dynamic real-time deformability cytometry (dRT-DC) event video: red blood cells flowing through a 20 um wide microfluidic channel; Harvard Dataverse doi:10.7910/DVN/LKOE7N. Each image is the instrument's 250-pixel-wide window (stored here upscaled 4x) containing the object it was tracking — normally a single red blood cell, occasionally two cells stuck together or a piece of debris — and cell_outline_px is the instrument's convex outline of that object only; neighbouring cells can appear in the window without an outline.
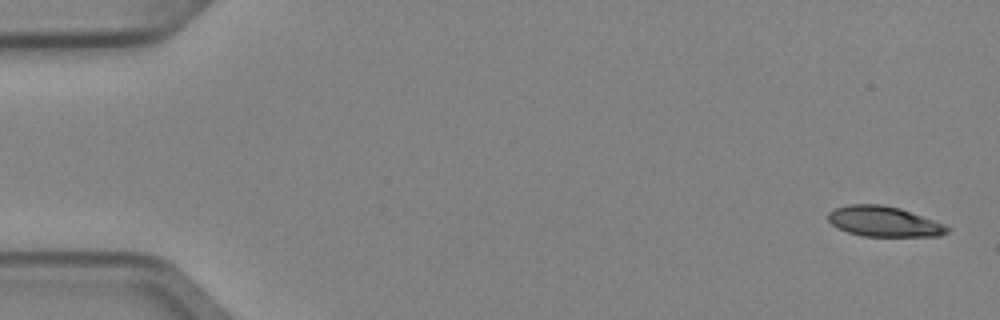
{"species": "Egyptian fruit bat (a non-hibernating species)", "species_latin": "Rousettus aegyptiacus", "temperature_condition": "cold", "stored_images_in_passage": 6, "camera_frame_rate_fps": 3000, "um_per_image_px": 0.085, "animal": {"sex": "female"}, "frame": {"image": 1, "passage_image": 1, "time_ms": 0.0, "image_size_px": [1000, 320], "cell_outline_px": [[948, 232], [940, 236], [864, 236], [848, 232], [836, 228], [828, 220], [828, 212], [832, 208], [848, 204], [880, 204], [900, 208], [944, 224], [948, 228]], "centroid_in_image_um": [75.08, 18.82], "position_along_channel_um": 9.9, "area_um2": 21.04}}
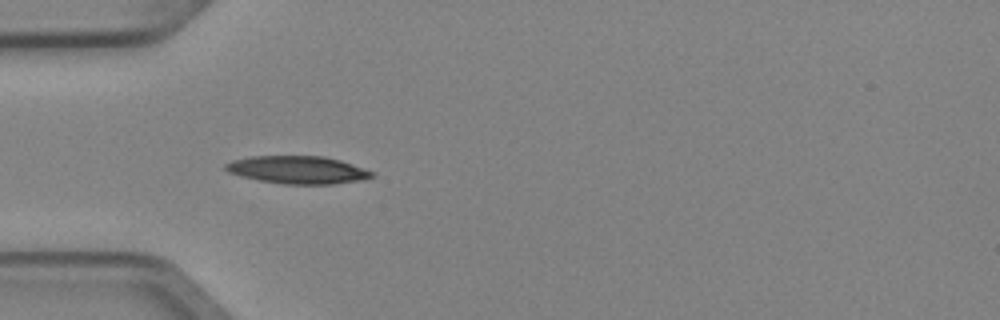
{"frame": {"image": 2, "passage_image": 5, "time_ms": 1.333, "image_size_px": [1000, 320], "cell_outline_px": [[376, 176], [364, 180], [332, 184], [284, 184], [260, 180], [240, 176], [228, 172], [224, 168], [224, 164], [232, 160], [252, 156], [324, 156], [340, 160], [376, 172]], "centroid_in_image_um": [25.34, 14.44], "position_along_channel_um": 59.7, "area_um2": 23.81}}
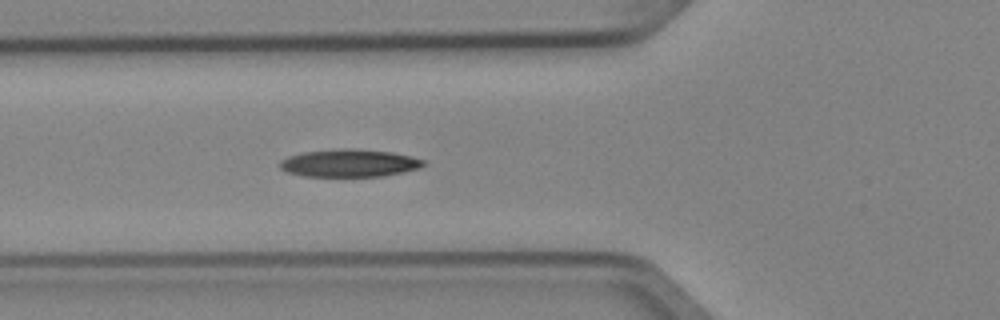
{"frame": {"image": 3, "passage_image": 6, "time_ms": 1.667, "image_size_px": [1000, 320], "cell_outline_px": [[428, 164], [404, 172], [384, 176], [300, 176], [288, 172], [280, 168], [280, 160], [288, 156], [304, 152], [340, 148], [352, 148], [392, 152], [412, 156], [424, 160]], "centroid_in_image_um": [29.7, 13.86], "position_along_channel_um": 96.1, "area_um2": 23.24}}